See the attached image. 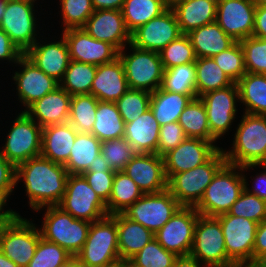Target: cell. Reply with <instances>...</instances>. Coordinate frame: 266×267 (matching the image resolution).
I'll use <instances>...</instances> for the list:
<instances>
[{
    "mask_svg": "<svg viewBox=\"0 0 266 267\" xmlns=\"http://www.w3.org/2000/svg\"><path fill=\"white\" fill-rule=\"evenodd\" d=\"M64 165L42 156L31 158L16 167V184L23 180L29 206L35 211L60 203L68 179Z\"/></svg>",
    "mask_w": 266,
    "mask_h": 267,
    "instance_id": "cell-1",
    "label": "cell"
},
{
    "mask_svg": "<svg viewBox=\"0 0 266 267\" xmlns=\"http://www.w3.org/2000/svg\"><path fill=\"white\" fill-rule=\"evenodd\" d=\"M233 149H223L228 164H260L266 157V115L243 113L236 129Z\"/></svg>",
    "mask_w": 266,
    "mask_h": 267,
    "instance_id": "cell-2",
    "label": "cell"
},
{
    "mask_svg": "<svg viewBox=\"0 0 266 267\" xmlns=\"http://www.w3.org/2000/svg\"><path fill=\"white\" fill-rule=\"evenodd\" d=\"M244 189L245 181L241 166L226 163L206 187L195 209L200 215L209 217L228 213Z\"/></svg>",
    "mask_w": 266,
    "mask_h": 267,
    "instance_id": "cell-3",
    "label": "cell"
},
{
    "mask_svg": "<svg viewBox=\"0 0 266 267\" xmlns=\"http://www.w3.org/2000/svg\"><path fill=\"white\" fill-rule=\"evenodd\" d=\"M44 209L46 212L39 229L41 237L58 244L72 256H76L85 244L91 223L74 218L57 205L45 206L35 211Z\"/></svg>",
    "mask_w": 266,
    "mask_h": 267,
    "instance_id": "cell-4",
    "label": "cell"
},
{
    "mask_svg": "<svg viewBox=\"0 0 266 267\" xmlns=\"http://www.w3.org/2000/svg\"><path fill=\"white\" fill-rule=\"evenodd\" d=\"M226 163L223 148H221L204 164L174 174L167 181V189L182 206L195 207L213 177Z\"/></svg>",
    "mask_w": 266,
    "mask_h": 267,
    "instance_id": "cell-5",
    "label": "cell"
},
{
    "mask_svg": "<svg viewBox=\"0 0 266 267\" xmlns=\"http://www.w3.org/2000/svg\"><path fill=\"white\" fill-rule=\"evenodd\" d=\"M76 257L83 267H107L121 260L118 229L110 215L91 223L85 244Z\"/></svg>",
    "mask_w": 266,
    "mask_h": 267,
    "instance_id": "cell-6",
    "label": "cell"
},
{
    "mask_svg": "<svg viewBox=\"0 0 266 267\" xmlns=\"http://www.w3.org/2000/svg\"><path fill=\"white\" fill-rule=\"evenodd\" d=\"M128 47H131L130 54L124 51L127 47L118 52L128 87L153 93L161 87L164 74L159 52L142 50L132 44Z\"/></svg>",
    "mask_w": 266,
    "mask_h": 267,
    "instance_id": "cell-7",
    "label": "cell"
},
{
    "mask_svg": "<svg viewBox=\"0 0 266 267\" xmlns=\"http://www.w3.org/2000/svg\"><path fill=\"white\" fill-rule=\"evenodd\" d=\"M42 129L25 111H21L10 127L3 149L0 147V154L15 168L41 156Z\"/></svg>",
    "mask_w": 266,
    "mask_h": 267,
    "instance_id": "cell-8",
    "label": "cell"
},
{
    "mask_svg": "<svg viewBox=\"0 0 266 267\" xmlns=\"http://www.w3.org/2000/svg\"><path fill=\"white\" fill-rule=\"evenodd\" d=\"M57 206L74 218L90 223L108 216L106 203L82 174H69L65 193Z\"/></svg>",
    "mask_w": 266,
    "mask_h": 267,
    "instance_id": "cell-9",
    "label": "cell"
},
{
    "mask_svg": "<svg viewBox=\"0 0 266 267\" xmlns=\"http://www.w3.org/2000/svg\"><path fill=\"white\" fill-rule=\"evenodd\" d=\"M32 221L16 215L2 230L0 250L19 267H27L35 255L41 238L39 228Z\"/></svg>",
    "mask_w": 266,
    "mask_h": 267,
    "instance_id": "cell-10",
    "label": "cell"
},
{
    "mask_svg": "<svg viewBox=\"0 0 266 267\" xmlns=\"http://www.w3.org/2000/svg\"><path fill=\"white\" fill-rule=\"evenodd\" d=\"M190 255L204 267H220L232 262L227 257L221 224L216 217L199 215Z\"/></svg>",
    "mask_w": 266,
    "mask_h": 267,
    "instance_id": "cell-11",
    "label": "cell"
},
{
    "mask_svg": "<svg viewBox=\"0 0 266 267\" xmlns=\"http://www.w3.org/2000/svg\"><path fill=\"white\" fill-rule=\"evenodd\" d=\"M34 3L29 0H6L0 29L5 31L13 44L25 54L37 41Z\"/></svg>",
    "mask_w": 266,
    "mask_h": 267,
    "instance_id": "cell-12",
    "label": "cell"
},
{
    "mask_svg": "<svg viewBox=\"0 0 266 267\" xmlns=\"http://www.w3.org/2000/svg\"><path fill=\"white\" fill-rule=\"evenodd\" d=\"M181 206L166 189L158 193L143 194L123 214L155 234Z\"/></svg>",
    "mask_w": 266,
    "mask_h": 267,
    "instance_id": "cell-13",
    "label": "cell"
},
{
    "mask_svg": "<svg viewBox=\"0 0 266 267\" xmlns=\"http://www.w3.org/2000/svg\"><path fill=\"white\" fill-rule=\"evenodd\" d=\"M192 206H181L169 221L154 234V238L166 250L177 256L190 254L194 228L199 217Z\"/></svg>",
    "mask_w": 266,
    "mask_h": 267,
    "instance_id": "cell-14",
    "label": "cell"
},
{
    "mask_svg": "<svg viewBox=\"0 0 266 267\" xmlns=\"http://www.w3.org/2000/svg\"><path fill=\"white\" fill-rule=\"evenodd\" d=\"M204 103L211 136L217 141L231 128L236 118L239 91L236 83L199 97ZM237 100V101H236Z\"/></svg>",
    "mask_w": 266,
    "mask_h": 267,
    "instance_id": "cell-15",
    "label": "cell"
},
{
    "mask_svg": "<svg viewBox=\"0 0 266 267\" xmlns=\"http://www.w3.org/2000/svg\"><path fill=\"white\" fill-rule=\"evenodd\" d=\"M216 218L221 224L227 257L231 261H253L258 223L229 213Z\"/></svg>",
    "mask_w": 266,
    "mask_h": 267,
    "instance_id": "cell-16",
    "label": "cell"
},
{
    "mask_svg": "<svg viewBox=\"0 0 266 267\" xmlns=\"http://www.w3.org/2000/svg\"><path fill=\"white\" fill-rule=\"evenodd\" d=\"M180 35L182 33L175 12L173 9H167L134 30L131 33L130 44L142 50L160 52Z\"/></svg>",
    "mask_w": 266,
    "mask_h": 267,
    "instance_id": "cell-17",
    "label": "cell"
},
{
    "mask_svg": "<svg viewBox=\"0 0 266 267\" xmlns=\"http://www.w3.org/2000/svg\"><path fill=\"white\" fill-rule=\"evenodd\" d=\"M72 61L102 65L118 58V50L108 42L90 36L83 28L62 31Z\"/></svg>",
    "mask_w": 266,
    "mask_h": 267,
    "instance_id": "cell-18",
    "label": "cell"
},
{
    "mask_svg": "<svg viewBox=\"0 0 266 267\" xmlns=\"http://www.w3.org/2000/svg\"><path fill=\"white\" fill-rule=\"evenodd\" d=\"M219 149L212 142L187 137L176 148L163 155L167 181L176 173L198 167L207 162Z\"/></svg>",
    "mask_w": 266,
    "mask_h": 267,
    "instance_id": "cell-19",
    "label": "cell"
},
{
    "mask_svg": "<svg viewBox=\"0 0 266 267\" xmlns=\"http://www.w3.org/2000/svg\"><path fill=\"white\" fill-rule=\"evenodd\" d=\"M256 5L252 0H218L216 23L236 42L251 37Z\"/></svg>",
    "mask_w": 266,
    "mask_h": 267,
    "instance_id": "cell-20",
    "label": "cell"
},
{
    "mask_svg": "<svg viewBox=\"0 0 266 267\" xmlns=\"http://www.w3.org/2000/svg\"><path fill=\"white\" fill-rule=\"evenodd\" d=\"M15 65L22 67L12 77L17 87L18 100L26 109L60 86L58 81L46 75L24 54Z\"/></svg>",
    "mask_w": 266,
    "mask_h": 267,
    "instance_id": "cell-21",
    "label": "cell"
},
{
    "mask_svg": "<svg viewBox=\"0 0 266 267\" xmlns=\"http://www.w3.org/2000/svg\"><path fill=\"white\" fill-rule=\"evenodd\" d=\"M123 172L137 184L143 194L167 189L164 159L156 153H138L127 163Z\"/></svg>",
    "mask_w": 266,
    "mask_h": 267,
    "instance_id": "cell-22",
    "label": "cell"
},
{
    "mask_svg": "<svg viewBox=\"0 0 266 267\" xmlns=\"http://www.w3.org/2000/svg\"><path fill=\"white\" fill-rule=\"evenodd\" d=\"M93 38L113 45L118 51L131 42L121 10H94L82 27Z\"/></svg>",
    "mask_w": 266,
    "mask_h": 267,
    "instance_id": "cell-23",
    "label": "cell"
},
{
    "mask_svg": "<svg viewBox=\"0 0 266 267\" xmlns=\"http://www.w3.org/2000/svg\"><path fill=\"white\" fill-rule=\"evenodd\" d=\"M44 44V45H43ZM41 71L59 83L65 75L71 58L67 43L63 37L59 41L50 43H36L24 54Z\"/></svg>",
    "mask_w": 266,
    "mask_h": 267,
    "instance_id": "cell-24",
    "label": "cell"
},
{
    "mask_svg": "<svg viewBox=\"0 0 266 267\" xmlns=\"http://www.w3.org/2000/svg\"><path fill=\"white\" fill-rule=\"evenodd\" d=\"M71 97L59 86L23 111L42 128L66 123L69 119Z\"/></svg>",
    "mask_w": 266,
    "mask_h": 267,
    "instance_id": "cell-25",
    "label": "cell"
},
{
    "mask_svg": "<svg viewBox=\"0 0 266 267\" xmlns=\"http://www.w3.org/2000/svg\"><path fill=\"white\" fill-rule=\"evenodd\" d=\"M129 89L121 60L97 66L91 94L102 102H116Z\"/></svg>",
    "mask_w": 266,
    "mask_h": 267,
    "instance_id": "cell-26",
    "label": "cell"
},
{
    "mask_svg": "<svg viewBox=\"0 0 266 267\" xmlns=\"http://www.w3.org/2000/svg\"><path fill=\"white\" fill-rule=\"evenodd\" d=\"M77 133L69 122L43 127L41 156L54 163L65 165Z\"/></svg>",
    "mask_w": 266,
    "mask_h": 267,
    "instance_id": "cell-27",
    "label": "cell"
},
{
    "mask_svg": "<svg viewBox=\"0 0 266 267\" xmlns=\"http://www.w3.org/2000/svg\"><path fill=\"white\" fill-rule=\"evenodd\" d=\"M160 126L151 109L138 119L125 123L124 138L138 153H156Z\"/></svg>",
    "mask_w": 266,
    "mask_h": 267,
    "instance_id": "cell-28",
    "label": "cell"
},
{
    "mask_svg": "<svg viewBox=\"0 0 266 267\" xmlns=\"http://www.w3.org/2000/svg\"><path fill=\"white\" fill-rule=\"evenodd\" d=\"M118 229V250L121 260H130L153 238L154 234L126 217L123 213L110 215Z\"/></svg>",
    "mask_w": 266,
    "mask_h": 267,
    "instance_id": "cell-29",
    "label": "cell"
},
{
    "mask_svg": "<svg viewBox=\"0 0 266 267\" xmlns=\"http://www.w3.org/2000/svg\"><path fill=\"white\" fill-rule=\"evenodd\" d=\"M218 0H185L174 8L182 34L216 21Z\"/></svg>",
    "mask_w": 266,
    "mask_h": 267,
    "instance_id": "cell-30",
    "label": "cell"
},
{
    "mask_svg": "<svg viewBox=\"0 0 266 267\" xmlns=\"http://www.w3.org/2000/svg\"><path fill=\"white\" fill-rule=\"evenodd\" d=\"M197 58L213 57L227 50L236 41L215 22L203 25L188 34Z\"/></svg>",
    "mask_w": 266,
    "mask_h": 267,
    "instance_id": "cell-31",
    "label": "cell"
},
{
    "mask_svg": "<svg viewBox=\"0 0 266 267\" xmlns=\"http://www.w3.org/2000/svg\"><path fill=\"white\" fill-rule=\"evenodd\" d=\"M195 98L197 95H182L159 88L151 93L149 108L161 127L167 123L178 122L185 107Z\"/></svg>",
    "mask_w": 266,
    "mask_h": 267,
    "instance_id": "cell-32",
    "label": "cell"
},
{
    "mask_svg": "<svg viewBox=\"0 0 266 267\" xmlns=\"http://www.w3.org/2000/svg\"><path fill=\"white\" fill-rule=\"evenodd\" d=\"M236 84L244 112L266 115V74L246 72Z\"/></svg>",
    "mask_w": 266,
    "mask_h": 267,
    "instance_id": "cell-33",
    "label": "cell"
},
{
    "mask_svg": "<svg viewBox=\"0 0 266 267\" xmlns=\"http://www.w3.org/2000/svg\"><path fill=\"white\" fill-rule=\"evenodd\" d=\"M101 152V141L91 133H77L67 163L68 174H83Z\"/></svg>",
    "mask_w": 266,
    "mask_h": 267,
    "instance_id": "cell-34",
    "label": "cell"
},
{
    "mask_svg": "<svg viewBox=\"0 0 266 267\" xmlns=\"http://www.w3.org/2000/svg\"><path fill=\"white\" fill-rule=\"evenodd\" d=\"M91 134L101 142L104 140L124 138L125 122L115 102L98 101L95 123L93 124Z\"/></svg>",
    "mask_w": 266,
    "mask_h": 267,
    "instance_id": "cell-35",
    "label": "cell"
},
{
    "mask_svg": "<svg viewBox=\"0 0 266 267\" xmlns=\"http://www.w3.org/2000/svg\"><path fill=\"white\" fill-rule=\"evenodd\" d=\"M195 67L197 98L210 91L226 88L234 83L212 57L197 58Z\"/></svg>",
    "mask_w": 266,
    "mask_h": 267,
    "instance_id": "cell-36",
    "label": "cell"
},
{
    "mask_svg": "<svg viewBox=\"0 0 266 267\" xmlns=\"http://www.w3.org/2000/svg\"><path fill=\"white\" fill-rule=\"evenodd\" d=\"M143 195L137 184L123 171L115 172L112 192L106 202L108 215L123 213Z\"/></svg>",
    "mask_w": 266,
    "mask_h": 267,
    "instance_id": "cell-37",
    "label": "cell"
},
{
    "mask_svg": "<svg viewBox=\"0 0 266 267\" xmlns=\"http://www.w3.org/2000/svg\"><path fill=\"white\" fill-rule=\"evenodd\" d=\"M178 123L187 137L201 138L216 144L211 136L204 103L200 98L192 99L181 113Z\"/></svg>",
    "mask_w": 266,
    "mask_h": 267,
    "instance_id": "cell-38",
    "label": "cell"
},
{
    "mask_svg": "<svg viewBox=\"0 0 266 267\" xmlns=\"http://www.w3.org/2000/svg\"><path fill=\"white\" fill-rule=\"evenodd\" d=\"M167 9L163 0H125L121 11L126 28L132 33Z\"/></svg>",
    "mask_w": 266,
    "mask_h": 267,
    "instance_id": "cell-39",
    "label": "cell"
},
{
    "mask_svg": "<svg viewBox=\"0 0 266 267\" xmlns=\"http://www.w3.org/2000/svg\"><path fill=\"white\" fill-rule=\"evenodd\" d=\"M96 70L97 65L71 60L60 82V87L71 96L91 94Z\"/></svg>",
    "mask_w": 266,
    "mask_h": 267,
    "instance_id": "cell-40",
    "label": "cell"
},
{
    "mask_svg": "<svg viewBox=\"0 0 266 267\" xmlns=\"http://www.w3.org/2000/svg\"><path fill=\"white\" fill-rule=\"evenodd\" d=\"M98 101L92 94L71 97L68 122L78 133L92 132Z\"/></svg>",
    "mask_w": 266,
    "mask_h": 267,
    "instance_id": "cell-41",
    "label": "cell"
},
{
    "mask_svg": "<svg viewBox=\"0 0 266 267\" xmlns=\"http://www.w3.org/2000/svg\"><path fill=\"white\" fill-rule=\"evenodd\" d=\"M195 62L164 70L161 89L182 95H196Z\"/></svg>",
    "mask_w": 266,
    "mask_h": 267,
    "instance_id": "cell-42",
    "label": "cell"
},
{
    "mask_svg": "<svg viewBox=\"0 0 266 267\" xmlns=\"http://www.w3.org/2000/svg\"><path fill=\"white\" fill-rule=\"evenodd\" d=\"M159 55L164 70L182 64L193 63L197 59L187 34H182L177 39L170 42L159 52Z\"/></svg>",
    "mask_w": 266,
    "mask_h": 267,
    "instance_id": "cell-43",
    "label": "cell"
},
{
    "mask_svg": "<svg viewBox=\"0 0 266 267\" xmlns=\"http://www.w3.org/2000/svg\"><path fill=\"white\" fill-rule=\"evenodd\" d=\"M151 93L144 90L128 89L116 102L117 109L125 123L139 118L150 107Z\"/></svg>",
    "mask_w": 266,
    "mask_h": 267,
    "instance_id": "cell-44",
    "label": "cell"
},
{
    "mask_svg": "<svg viewBox=\"0 0 266 267\" xmlns=\"http://www.w3.org/2000/svg\"><path fill=\"white\" fill-rule=\"evenodd\" d=\"M100 153L115 172L123 171L127 163L138 154L125 138L102 141Z\"/></svg>",
    "mask_w": 266,
    "mask_h": 267,
    "instance_id": "cell-45",
    "label": "cell"
},
{
    "mask_svg": "<svg viewBox=\"0 0 266 267\" xmlns=\"http://www.w3.org/2000/svg\"><path fill=\"white\" fill-rule=\"evenodd\" d=\"M177 255L164 249L153 238L130 261L138 267H173Z\"/></svg>",
    "mask_w": 266,
    "mask_h": 267,
    "instance_id": "cell-46",
    "label": "cell"
},
{
    "mask_svg": "<svg viewBox=\"0 0 266 267\" xmlns=\"http://www.w3.org/2000/svg\"><path fill=\"white\" fill-rule=\"evenodd\" d=\"M247 73L266 74V39L255 36L240 41Z\"/></svg>",
    "mask_w": 266,
    "mask_h": 267,
    "instance_id": "cell-47",
    "label": "cell"
},
{
    "mask_svg": "<svg viewBox=\"0 0 266 267\" xmlns=\"http://www.w3.org/2000/svg\"><path fill=\"white\" fill-rule=\"evenodd\" d=\"M212 58L234 83H237L246 73L244 53L240 42H235L227 50Z\"/></svg>",
    "mask_w": 266,
    "mask_h": 267,
    "instance_id": "cell-48",
    "label": "cell"
},
{
    "mask_svg": "<svg viewBox=\"0 0 266 267\" xmlns=\"http://www.w3.org/2000/svg\"><path fill=\"white\" fill-rule=\"evenodd\" d=\"M63 30L82 28L93 14L91 0H60Z\"/></svg>",
    "mask_w": 266,
    "mask_h": 267,
    "instance_id": "cell-49",
    "label": "cell"
},
{
    "mask_svg": "<svg viewBox=\"0 0 266 267\" xmlns=\"http://www.w3.org/2000/svg\"><path fill=\"white\" fill-rule=\"evenodd\" d=\"M228 213L232 216L250 219L259 224L266 218V200L260 199L257 195L244 189Z\"/></svg>",
    "mask_w": 266,
    "mask_h": 267,
    "instance_id": "cell-50",
    "label": "cell"
},
{
    "mask_svg": "<svg viewBox=\"0 0 266 267\" xmlns=\"http://www.w3.org/2000/svg\"><path fill=\"white\" fill-rule=\"evenodd\" d=\"M71 256L58 244L46 241L41 237L38 241L35 255L27 267H58Z\"/></svg>",
    "mask_w": 266,
    "mask_h": 267,
    "instance_id": "cell-51",
    "label": "cell"
},
{
    "mask_svg": "<svg viewBox=\"0 0 266 267\" xmlns=\"http://www.w3.org/2000/svg\"><path fill=\"white\" fill-rule=\"evenodd\" d=\"M187 138L178 122L167 123L160 127L157 154L163 156L176 148Z\"/></svg>",
    "mask_w": 266,
    "mask_h": 267,
    "instance_id": "cell-52",
    "label": "cell"
},
{
    "mask_svg": "<svg viewBox=\"0 0 266 267\" xmlns=\"http://www.w3.org/2000/svg\"><path fill=\"white\" fill-rule=\"evenodd\" d=\"M90 187L106 203L111 195L115 171L113 170H94L82 174Z\"/></svg>",
    "mask_w": 266,
    "mask_h": 267,
    "instance_id": "cell-53",
    "label": "cell"
},
{
    "mask_svg": "<svg viewBox=\"0 0 266 267\" xmlns=\"http://www.w3.org/2000/svg\"><path fill=\"white\" fill-rule=\"evenodd\" d=\"M16 168L0 154V192L10 197L16 185Z\"/></svg>",
    "mask_w": 266,
    "mask_h": 267,
    "instance_id": "cell-54",
    "label": "cell"
},
{
    "mask_svg": "<svg viewBox=\"0 0 266 267\" xmlns=\"http://www.w3.org/2000/svg\"><path fill=\"white\" fill-rule=\"evenodd\" d=\"M263 168L264 171L257 173L255 179L253 178L254 182L252 183L251 188H249V184L247 182L246 176L243 173L244 181H245V190L251 194L257 195L260 199L266 200V164H247L241 166L242 172H247L249 169L255 168Z\"/></svg>",
    "mask_w": 266,
    "mask_h": 267,
    "instance_id": "cell-55",
    "label": "cell"
},
{
    "mask_svg": "<svg viewBox=\"0 0 266 267\" xmlns=\"http://www.w3.org/2000/svg\"><path fill=\"white\" fill-rule=\"evenodd\" d=\"M23 53L13 44L8 34L0 29V60L17 63Z\"/></svg>",
    "mask_w": 266,
    "mask_h": 267,
    "instance_id": "cell-56",
    "label": "cell"
},
{
    "mask_svg": "<svg viewBox=\"0 0 266 267\" xmlns=\"http://www.w3.org/2000/svg\"><path fill=\"white\" fill-rule=\"evenodd\" d=\"M266 255V218L258 224L255 244L253 248V261L258 262Z\"/></svg>",
    "mask_w": 266,
    "mask_h": 267,
    "instance_id": "cell-57",
    "label": "cell"
},
{
    "mask_svg": "<svg viewBox=\"0 0 266 267\" xmlns=\"http://www.w3.org/2000/svg\"><path fill=\"white\" fill-rule=\"evenodd\" d=\"M252 36L266 39V6H256Z\"/></svg>",
    "mask_w": 266,
    "mask_h": 267,
    "instance_id": "cell-58",
    "label": "cell"
},
{
    "mask_svg": "<svg viewBox=\"0 0 266 267\" xmlns=\"http://www.w3.org/2000/svg\"><path fill=\"white\" fill-rule=\"evenodd\" d=\"M125 0H91L94 10H122Z\"/></svg>",
    "mask_w": 266,
    "mask_h": 267,
    "instance_id": "cell-59",
    "label": "cell"
},
{
    "mask_svg": "<svg viewBox=\"0 0 266 267\" xmlns=\"http://www.w3.org/2000/svg\"><path fill=\"white\" fill-rule=\"evenodd\" d=\"M203 265L192 255L177 256L173 267H202Z\"/></svg>",
    "mask_w": 266,
    "mask_h": 267,
    "instance_id": "cell-60",
    "label": "cell"
},
{
    "mask_svg": "<svg viewBox=\"0 0 266 267\" xmlns=\"http://www.w3.org/2000/svg\"><path fill=\"white\" fill-rule=\"evenodd\" d=\"M94 170H112L101 153L96 156V161L91 163L88 170L85 172H93Z\"/></svg>",
    "mask_w": 266,
    "mask_h": 267,
    "instance_id": "cell-61",
    "label": "cell"
},
{
    "mask_svg": "<svg viewBox=\"0 0 266 267\" xmlns=\"http://www.w3.org/2000/svg\"><path fill=\"white\" fill-rule=\"evenodd\" d=\"M7 200L8 198L0 192V218H14L16 215H19L16 210L9 209L4 211V206H6L8 202Z\"/></svg>",
    "mask_w": 266,
    "mask_h": 267,
    "instance_id": "cell-62",
    "label": "cell"
},
{
    "mask_svg": "<svg viewBox=\"0 0 266 267\" xmlns=\"http://www.w3.org/2000/svg\"><path fill=\"white\" fill-rule=\"evenodd\" d=\"M220 267H261L256 261H232Z\"/></svg>",
    "mask_w": 266,
    "mask_h": 267,
    "instance_id": "cell-63",
    "label": "cell"
},
{
    "mask_svg": "<svg viewBox=\"0 0 266 267\" xmlns=\"http://www.w3.org/2000/svg\"><path fill=\"white\" fill-rule=\"evenodd\" d=\"M58 267H83L76 256H71L67 261L60 264Z\"/></svg>",
    "mask_w": 266,
    "mask_h": 267,
    "instance_id": "cell-64",
    "label": "cell"
},
{
    "mask_svg": "<svg viewBox=\"0 0 266 267\" xmlns=\"http://www.w3.org/2000/svg\"><path fill=\"white\" fill-rule=\"evenodd\" d=\"M0 267H19L0 250Z\"/></svg>",
    "mask_w": 266,
    "mask_h": 267,
    "instance_id": "cell-65",
    "label": "cell"
},
{
    "mask_svg": "<svg viewBox=\"0 0 266 267\" xmlns=\"http://www.w3.org/2000/svg\"><path fill=\"white\" fill-rule=\"evenodd\" d=\"M183 1L185 0H163V3L168 9H173L178 3Z\"/></svg>",
    "mask_w": 266,
    "mask_h": 267,
    "instance_id": "cell-66",
    "label": "cell"
},
{
    "mask_svg": "<svg viewBox=\"0 0 266 267\" xmlns=\"http://www.w3.org/2000/svg\"><path fill=\"white\" fill-rule=\"evenodd\" d=\"M13 218H0V236L2 233L3 228L5 227V225L11 221Z\"/></svg>",
    "mask_w": 266,
    "mask_h": 267,
    "instance_id": "cell-67",
    "label": "cell"
},
{
    "mask_svg": "<svg viewBox=\"0 0 266 267\" xmlns=\"http://www.w3.org/2000/svg\"><path fill=\"white\" fill-rule=\"evenodd\" d=\"M5 4H6V0H0V22L2 20L4 11H5Z\"/></svg>",
    "mask_w": 266,
    "mask_h": 267,
    "instance_id": "cell-68",
    "label": "cell"
},
{
    "mask_svg": "<svg viewBox=\"0 0 266 267\" xmlns=\"http://www.w3.org/2000/svg\"><path fill=\"white\" fill-rule=\"evenodd\" d=\"M122 267H138L130 260H122Z\"/></svg>",
    "mask_w": 266,
    "mask_h": 267,
    "instance_id": "cell-69",
    "label": "cell"
},
{
    "mask_svg": "<svg viewBox=\"0 0 266 267\" xmlns=\"http://www.w3.org/2000/svg\"><path fill=\"white\" fill-rule=\"evenodd\" d=\"M256 6H266V0H252Z\"/></svg>",
    "mask_w": 266,
    "mask_h": 267,
    "instance_id": "cell-70",
    "label": "cell"
},
{
    "mask_svg": "<svg viewBox=\"0 0 266 267\" xmlns=\"http://www.w3.org/2000/svg\"><path fill=\"white\" fill-rule=\"evenodd\" d=\"M258 262L261 267H266V255L263 258H261Z\"/></svg>",
    "mask_w": 266,
    "mask_h": 267,
    "instance_id": "cell-71",
    "label": "cell"
},
{
    "mask_svg": "<svg viewBox=\"0 0 266 267\" xmlns=\"http://www.w3.org/2000/svg\"><path fill=\"white\" fill-rule=\"evenodd\" d=\"M107 267H122V260H120L119 262H117L115 264H112L110 266H107Z\"/></svg>",
    "mask_w": 266,
    "mask_h": 267,
    "instance_id": "cell-72",
    "label": "cell"
},
{
    "mask_svg": "<svg viewBox=\"0 0 266 267\" xmlns=\"http://www.w3.org/2000/svg\"><path fill=\"white\" fill-rule=\"evenodd\" d=\"M260 164H266V157H265V160L262 163H260Z\"/></svg>",
    "mask_w": 266,
    "mask_h": 267,
    "instance_id": "cell-73",
    "label": "cell"
}]
</instances>
